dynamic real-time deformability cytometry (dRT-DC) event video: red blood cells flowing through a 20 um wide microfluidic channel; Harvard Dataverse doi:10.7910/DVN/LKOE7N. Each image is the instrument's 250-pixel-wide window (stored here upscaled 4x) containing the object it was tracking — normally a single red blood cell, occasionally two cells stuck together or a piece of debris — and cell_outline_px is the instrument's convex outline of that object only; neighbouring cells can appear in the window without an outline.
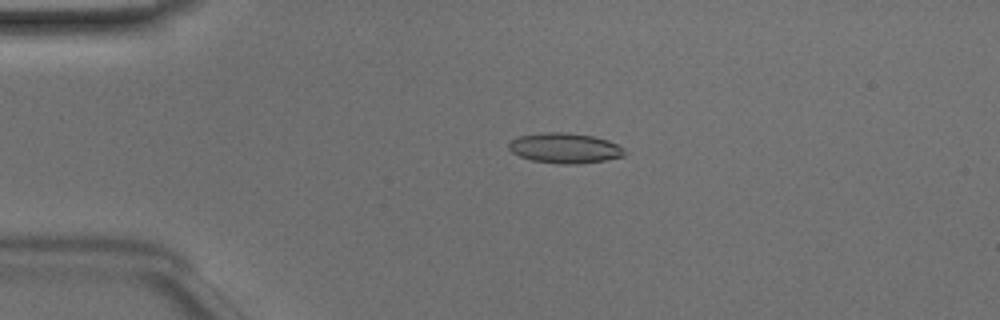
{"species": "Egyptian fruit bat (a non-hibernating species)", "species_latin": "Rousettus aegyptiacus", "temperature_condition": "room temperature", "stored_images_in_passage": 45, "camera_frame_rate_fps": 3000, "um_per_image_px": 0.085, "animal": {"sex": "male"}, "frame": {"image": 1, "passage_image": 7, "time_ms": 2.0, "image_size_px": [1000, 320], "cell_outline_px": [[624, 156], [604, 160], [580, 164], [560, 164], [532, 160], [520, 156], [512, 152], [508, 148], [508, 144], [512, 140], [520, 136], [544, 132], [568, 132], [592, 136], [608, 140], [624, 148]], "centroid_in_image_um": [48.01, 12.59], "position_along_channel_um": 37.0, "area_um2": 20.29}}
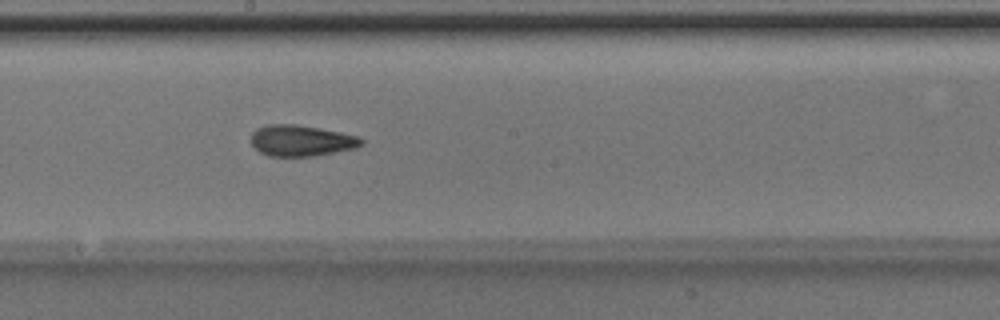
{"frame": {"image": 2, "passage_image": 23, "time_ms": 7.333, "image_size_px": [1000, 320], "cell_outline_px": [[364, 144], [356, 148], [316, 156], [268, 156], [260, 152], [252, 144], [252, 132], [256, 128], [268, 124], [296, 124], [320, 128], [340, 132], [356, 136], [364, 140]], "centroid_in_image_um": [25.61, 11.95], "position_along_channel_um": 222.6, "area_um2": 20.06}}
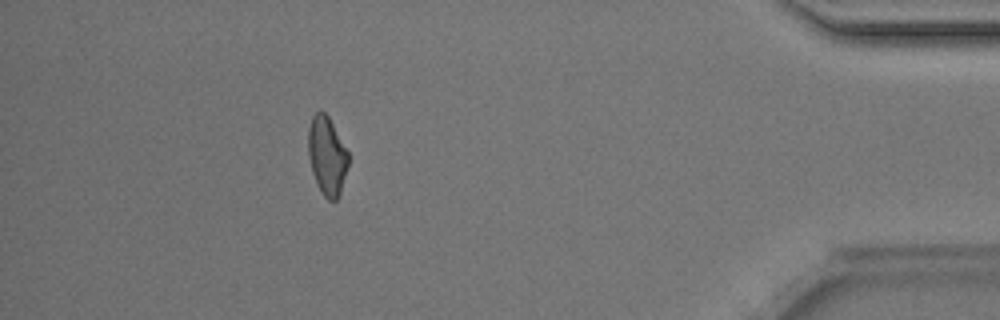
{"frame": {"image": 3, "passage_image": 40, "time_ms": 13.0, "image_size_px": [1000, 320], "cell_outline_px": [[348, 164], [340, 192], [336, 200], [328, 200], [324, 196], [312, 172], [308, 156], [308, 128], [312, 116], [316, 112], [324, 112], [328, 116], [348, 152]], "centroid_in_image_um": [27.78, 13.22], "position_along_channel_um": 407.4, "area_um2": 17.98}, "authors_computed_cell_mechanics": {"area_um2": 19.363, "velocity_mm_per_s": 4.145, "shape_relaxation_time_tau1_ms": 4.7465, "shape_relaxation_time_tau2_ms": 2.0298, "deformation_change_tau1": 0.1272, "deformation_change_tau2": 0.086}}